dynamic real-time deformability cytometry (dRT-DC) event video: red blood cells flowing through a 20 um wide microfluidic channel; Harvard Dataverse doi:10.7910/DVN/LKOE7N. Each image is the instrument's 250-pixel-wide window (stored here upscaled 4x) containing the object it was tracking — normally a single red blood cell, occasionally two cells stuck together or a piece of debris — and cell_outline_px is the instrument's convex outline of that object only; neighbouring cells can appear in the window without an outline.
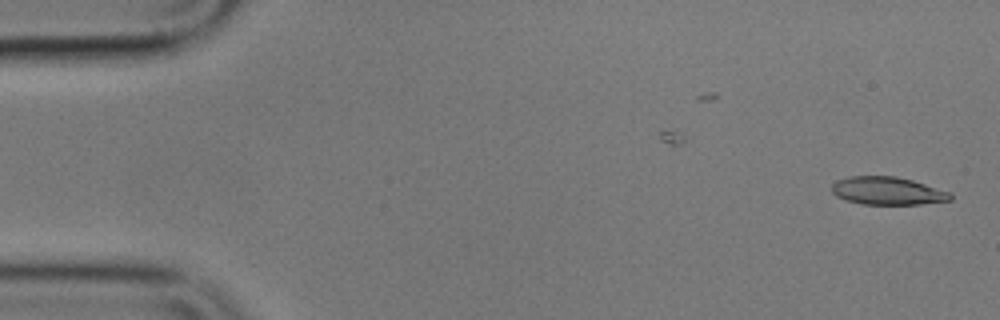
{"species": "common noctule bat (a hibernating species)", "species_latin": "Nyctalus noctula", "temperature_condition": "cold", "stored_images_in_passage": 54, "camera_frame_rate_fps": 3000, "um_per_image_px": 0.085, "animal": {"sex": "male", "body_mass_g": 17.9}, "frame": {"image": 1, "passage_image": 1, "time_ms": 0.0, "image_size_px": [1000, 320], "cell_outline_px": [[952, 200], [920, 204], [860, 204], [844, 200], [836, 196], [832, 192], [832, 184], [836, 180], [848, 176], [896, 176], [912, 180], [952, 192]], "centroid_in_image_um": [75.43, 16.22], "position_along_channel_um": 9.6, "area_um2": 19.48}}
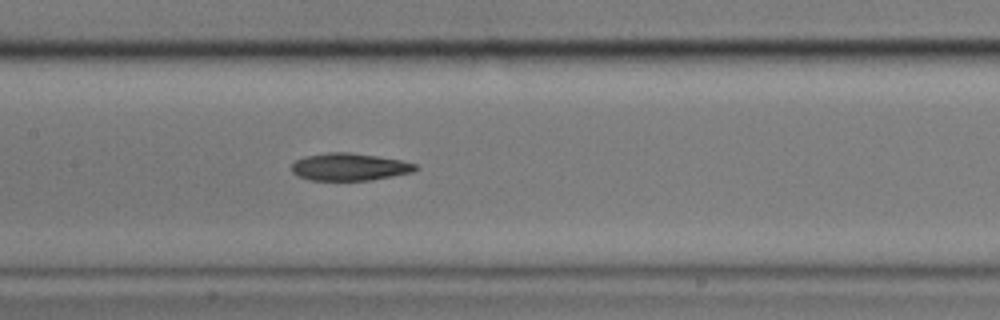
{"frame": {"image": 2, "passage_image": 25, "time_ms": 8.0, "image_size_px": [1000, 320], "cell_outline_px": [[420, 168], [412, 172], [372, 180], [308, 180], [296, 176], [292, 172], [292, 164], [296, 160], [304, 156], [328, 152], [352, 152], [400, 160], [416, 164]], "centroid_in_image_um": [29.68, 14.18], "position_along_channel_um": 177.7, "area_um2": 19.88}}
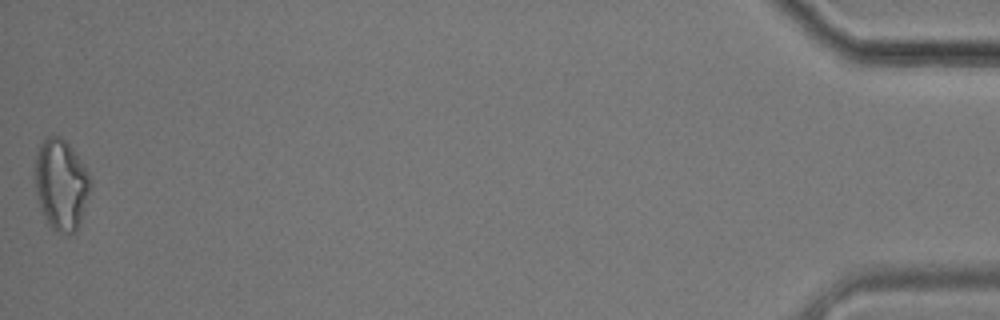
{"frame": {"image": 3, "passage_image": 54, "time_ms": 17.667, "image_size_px": [1000, 320], "cell_outline_px": [[92, 184], [76, 232], [68, 236], [56, 232], [48, 224], [40, 208], [36, 192], [36, 152], [40, 144], [48, 136], [60, 136], [72, 148], [84, 164], [92, 180]], "centroid_in_image_um": [5.21, 15.71], "position_along_channel_um": 430.0, "area_um2": 29.36}, "authors_computed_cell_mechanics": {"area_um2": 20.5479, "velocity_mm_per_s": 3.599, "shape_relaxation_time_tau1_ms": 5.9942, "shape_relaxation_time_tau2_ms": 8.8106, "deformation_change_tau1": 0.1454, "deformation_change_tau2": 0.2047}}